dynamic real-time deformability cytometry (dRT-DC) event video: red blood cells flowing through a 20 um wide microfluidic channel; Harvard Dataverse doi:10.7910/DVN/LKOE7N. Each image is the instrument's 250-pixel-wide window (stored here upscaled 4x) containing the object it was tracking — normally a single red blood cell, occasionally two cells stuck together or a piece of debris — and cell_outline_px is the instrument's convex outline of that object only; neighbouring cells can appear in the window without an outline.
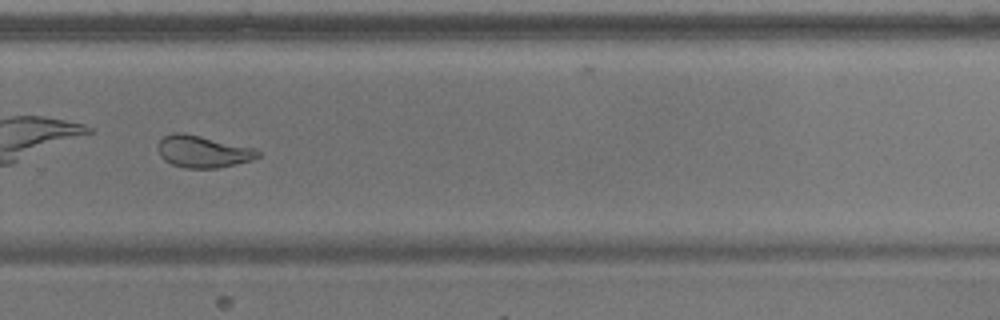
{"species": "common noctule bat (a hibernating species)", "species_latin": "Nyctalus noctula", "temperature_condition": "warm", "stored_images_in_passage": 52, "camera_frame_rate_fps": 3000, "um_per_image_px": 0.085, "animal": {"sex": "male", "body_mass_g": 17.9}, "frame": {"image": 1, "passage_image": 37, "time_ms": 12.0, "image_size_px": [1000, 320], "cell_outline_px": [[260, 156], [252, 160], [236, 164], [216, 168], [184, 168], [172, 164], [164, 160], [160, 156], [160, 140], [164, 136], [172, 132], [180, 132], [200, 136], [252, 148], [260, 152]], "centroid_in_image_um": [17.24, 12.89], "position_along_channel_um": 312.6, "area_um2": 18.26}, "authors_computed_cell_mechanics": {"area_um2": 21.5594, "velocity_mm_per_s": 3.8195, "shape_relaxation_time_tau1_ms": 8.7043, "shape_relaxation_time_tau2_ms": 2.4992, "deformation_change_tau1": 0.2327, "deformation_change_tau2": 0.0995}}